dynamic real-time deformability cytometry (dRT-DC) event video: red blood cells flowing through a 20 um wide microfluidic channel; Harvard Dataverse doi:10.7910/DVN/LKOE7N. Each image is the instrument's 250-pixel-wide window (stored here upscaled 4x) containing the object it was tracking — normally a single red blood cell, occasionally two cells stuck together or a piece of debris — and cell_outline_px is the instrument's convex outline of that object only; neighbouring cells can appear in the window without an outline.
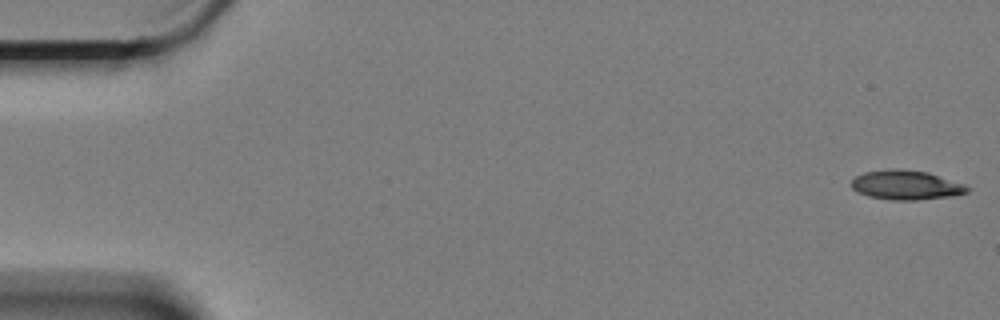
{"species": "Egyptian fruit bat (a non-hibernating species)", "species_latin": "Rousettus aegyptiacus", "temperature_condition": "cold", "stored_images_in_passage": 60, "camera_frame_rate_fps": 3000, "um_per_image_px": 0.085, "animal": {"sex": "female"}, "frame": {"image": 1, "passage_image": 1, "time_ms": 0.0, "image_size_px": [1000, 320], "cell_outline_px": [[972, 188], [968, 192], [952, 196], [916, 200], [892, 200], [868, 196], [856, 192], [852, 188], [852, 180], [856, 176], [864, 172], [884, 168], [900, 168], [928, 172], [968, 184]], "centroid_in_image_um": [77.06, 15.71], "position_along_channel_um": 7.9, "area_um2": 20.35}}
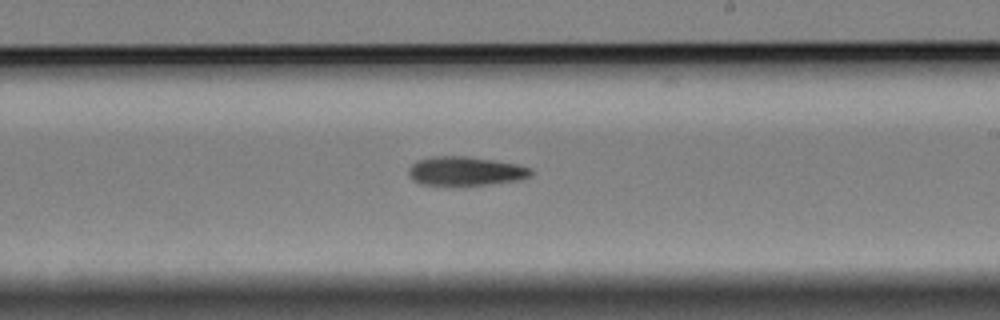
{"frame": {"image": 2, "passage_image": 35, "time_ms": 11.333, "image_size_px": [1000, 320], "cell_outline_px": [[532, 176], [520, 180], [492, 184], [420, 184], [412, 180], [408, 176], [408, 168], [416, 160], [432, 156], [468, 156], [496, 160], [516, 164], [532, 168]], "centroid_in_image_um": [39.57, 14.52], "position_along_channel_um": 249.4, "area_um2": 20.75}}
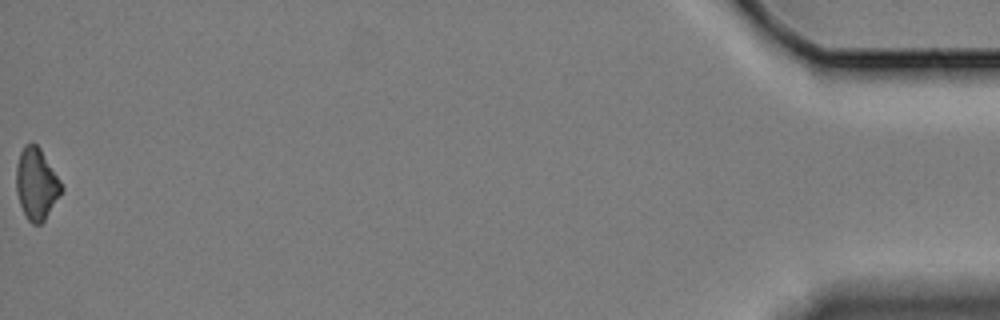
{"frame": {"image": 3, "passage_image": 60, "time_ms": 19.667, "image_size_px": [1000, 320], "cell_outline_px": [[64, 188], [60, 196], [44, 220], [40, 224], [32, 224], [28, 220], [20, 204], [16, 192], [16, 164], [20, 152], [24, 144], [32, 140], [40, 148], [60, 180]], "centroid_in_image_um": [3.09, 15.6], "position_along_channel_um": 432.1, "area_um2": 18.96}, "authors_computed_cell_mechanics": {"area_um2": 20.519, "velocity_mm_per_s": 3.3355, "shape_relaxation_time_tau1_ms": 7.8179, "shape_relaxation_time_tau2_ms": null, "deformation_change_tau1": 0.1709, "deformation_change_tau2": null}}